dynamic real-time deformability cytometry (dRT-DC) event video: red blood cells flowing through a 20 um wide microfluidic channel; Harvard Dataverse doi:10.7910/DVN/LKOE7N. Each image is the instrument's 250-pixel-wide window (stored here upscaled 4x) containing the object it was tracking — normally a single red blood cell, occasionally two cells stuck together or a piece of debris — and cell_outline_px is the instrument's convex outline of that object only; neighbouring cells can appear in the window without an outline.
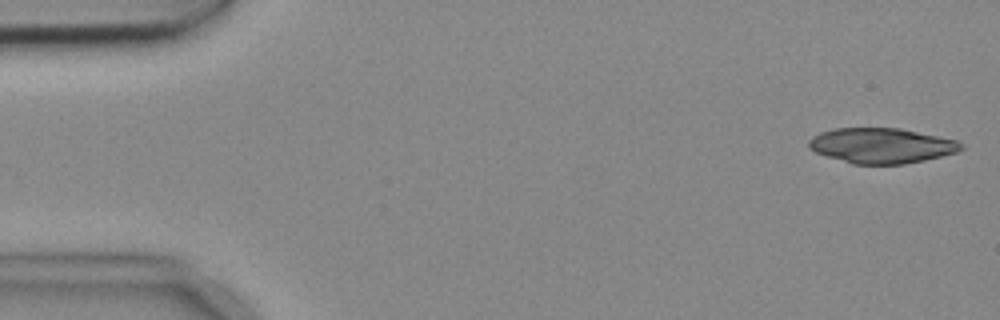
{"species": "common noctule bat (a hibernating species)", "species_latin": "Nyctalus noctula", "temperature_condition": "cold", "stored_images_in_passage": 10, "camera_frame_rate_fps": 3000, "um_per_image_px": 0.085, "animal": {"sex": "female", "body_mass_g": 18.4}, "frame": {"image": 1, "passage_image": 1, "time_ms": 0.0, "image_size_px": [1000, 320], "cell_outline_px": [[964, 148], [956, 152], [924, 160], [904, 164], [852, 164], [816, 152], [808, 148], [808, 140], [812, 136], [820, 132], [836, 128], [900, 128], [956, 140], [964, 144]], "centroid_in_image_um": [74.91, 12.37], "position_along_channel_um": 10.1, "area_um2": 31.15}}